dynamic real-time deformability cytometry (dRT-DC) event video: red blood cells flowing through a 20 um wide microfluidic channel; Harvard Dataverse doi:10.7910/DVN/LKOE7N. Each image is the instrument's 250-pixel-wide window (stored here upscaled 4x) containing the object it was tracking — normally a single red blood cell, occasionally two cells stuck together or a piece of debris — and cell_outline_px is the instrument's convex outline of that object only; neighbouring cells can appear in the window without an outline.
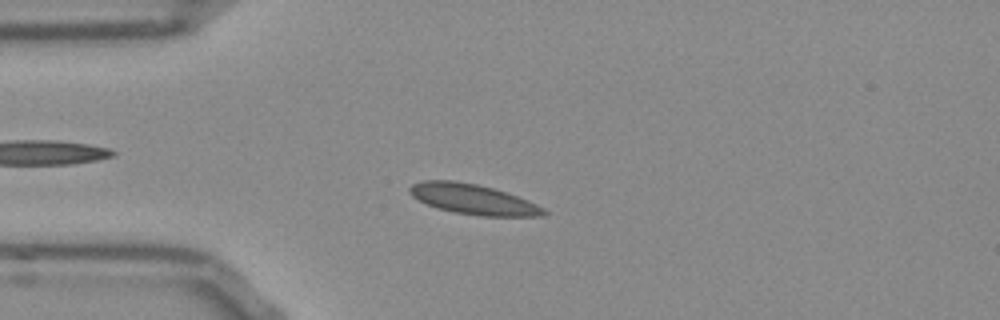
{"species": "Egyptian fruit bat (a non-hibernating species)", "species_latin": "Rousettus aegyptiacus", "temperature_condition": "room temperature", "stored_images_in_passage": 52, "camera_frame_rate_fps": 3000, "um_per_image_px": 0.085, "frame": {"image": 1, "passage_image": 12, "time_ms": 3.667, "image_size_px": [1000, 320], "cell_outline_px": [[548, 212], [544, 216], [480, 216], [456, 212], [436, 208], [412, 196], [408, 192], [408, 188], [412, 184], [424, 180], [452, 180], [476, 184], [508, 192], [528, 200], [544, 208]], "centroid_in_image_um": [40.23, 16.93], "position_along_channel_um": 44.8, "area_um2": 23.58}}
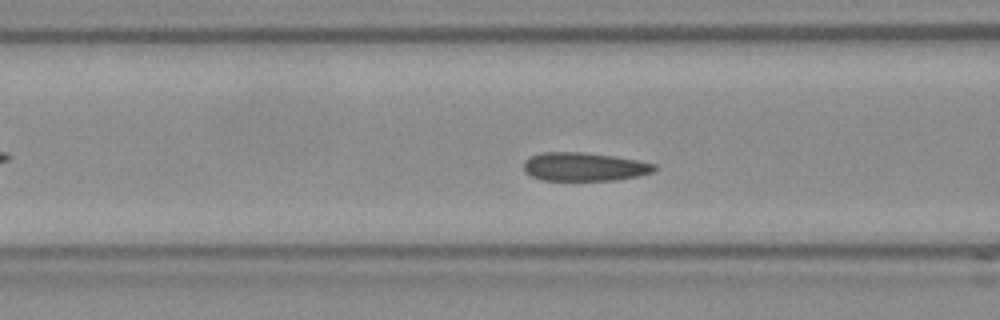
{"frame": {"image": 2, "passage_image": 19, "time_ms": 6.0, "image_size_px": [1000, 320], "cell_outline_px": [[656, 168], [652, 172], [636, 176], [616, 180], [540, 180], [524, 172], [524, 160], [540, 152], [584, 152], [612, 156], [636, 160], [656, 164]], "centroid_in_image_um": [49.62, 14.17], "position_along_channel_um": 117.0, "area_um2": 21.62}}
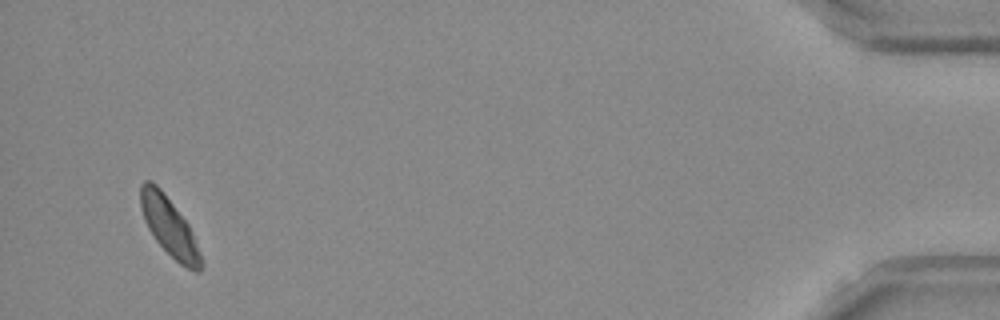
{"frame": {"image": 3, "passage_image": 50, "time_ms": 16.333, "image_size_px": [1000, 320], "cell_outline_px": [[204, 264], [200, 272], [196, 272], [180, 264], [156, 240], [148, 228], [144, 220], [140, 208], [140, 184], [144, 180], [152, 180], [160, 188], [188, 224], [192, 232], [204, 260]], "centroid_in_image_um": [14.39, 19.27], "position_along_channel_um": 420.8, "area_um2": 20.58}}